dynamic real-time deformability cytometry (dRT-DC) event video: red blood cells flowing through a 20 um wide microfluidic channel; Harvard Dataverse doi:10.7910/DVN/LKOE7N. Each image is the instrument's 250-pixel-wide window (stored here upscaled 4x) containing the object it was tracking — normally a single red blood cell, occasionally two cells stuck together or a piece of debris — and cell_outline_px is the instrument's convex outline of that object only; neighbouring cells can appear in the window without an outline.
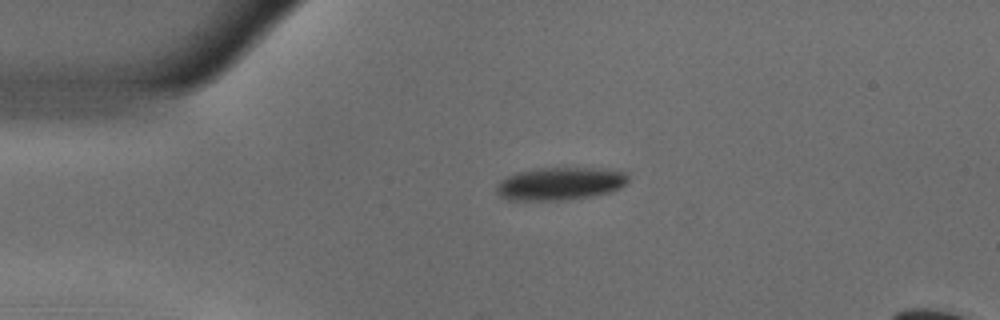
{"species": "common noctule bat (a hibernating species)", "species_latin": "Nyctalus noctula", "temperature_condition": "warm", "stored_images_in_passage": 43, "camera_frame_rate_fps": 3000, "um_per_image_px": 0.085, "animal": {"sex": "male", "body_mass_g": 18.8}, "frame": {"image": 1, "passage_image": 1, "time_ms": 0.0, "image_size_px": [1000, 320], "cell_outline_px": [[628, 184], [612, 192], [588, 196], [560, 200], [508, 200], [500, 196], [496, 192], [496, 184], [500, 180], [516, 172], [536, 168], [592, 168], [624, 172], [628, 176]], "centroid_in_image_um": [47.57, 15.61], "position_along_channel_um": 37.4, "area_um2": 25.14}}
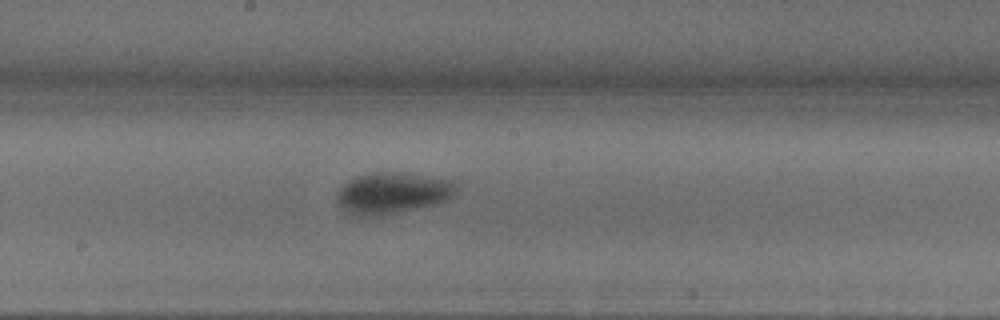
{"frame": {"image": 2, "passage_image": 18, "time_ms": 5.667, "image_size_px": [1000, 320], "cell_outline_px": [[456, 188], [452, 196], [436, 204], [380, 216], [356, 216], [348, 212], [340, 204], [336, 196], [336, 192], [348, 180], [356, 176], [372, 172], [400, 172], [456, 180]], "centroid_in_image_um": [33.36, 16.39], "position_along_channel_um": 214.8, "area_um2": 28.73}}
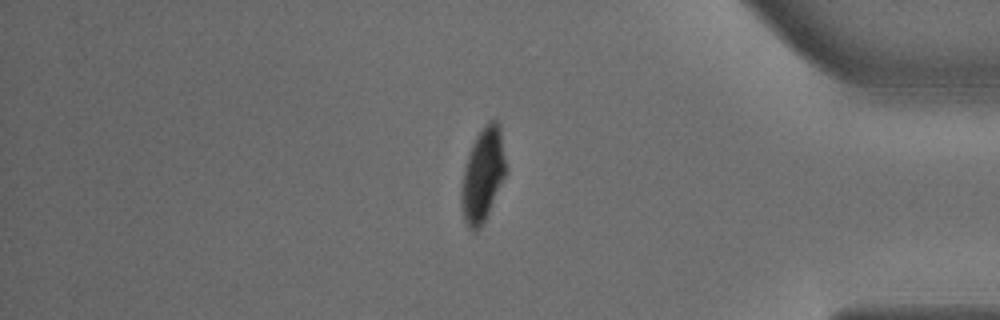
{"frame": {"image": 3, "passage_image": 35, "time_ms": 11.333, "image_size_px": [1000, 320], "cell_outline_px": [[508, 172], [480, 228], [476, 232], [472, 232], [468, 228], [464, 220], [460, 200], [464, 172], [468, 156], [472, 144], [476, 136], [484, 124], [488, 120], [496, 120], [500, 124], [508, 168]], "centroid_in_image_um": [41.08, 14.84], "position_along_channel_um": 394.1, "area_um2": 24.57}}